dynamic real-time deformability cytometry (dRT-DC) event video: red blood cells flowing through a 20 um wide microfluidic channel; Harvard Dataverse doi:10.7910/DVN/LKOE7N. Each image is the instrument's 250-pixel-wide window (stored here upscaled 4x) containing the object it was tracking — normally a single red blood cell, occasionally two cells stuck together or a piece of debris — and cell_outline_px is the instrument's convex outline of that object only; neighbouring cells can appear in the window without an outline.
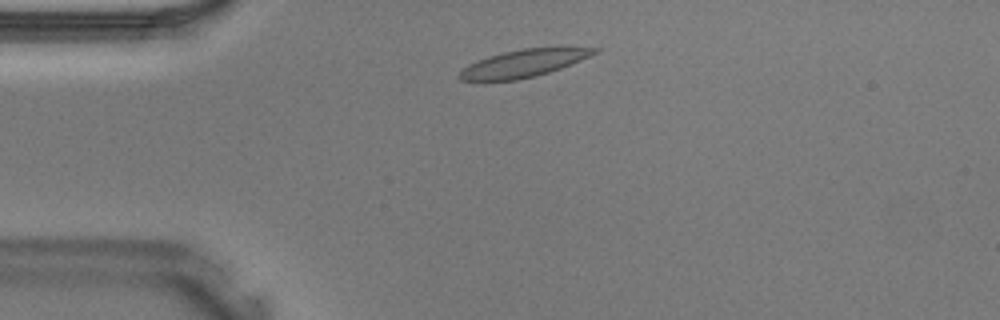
{"species": "Egyptian fruit bat (a non-hibernating species)", "species_latin": "Rousettus aegyptiacus", "temperature_condition": "warm", "stored_images_in_passage": 35, "camera_frame_rate_fps": 3000, "um_per_image_px": 0.085, "animal": {"sex": "male"}, "frame": {"image": 1, "passage_image": 4, "time_ms": 1.0, "image_size_px": [1000, 320], "cell_outline_px": [[600, 48], [596, 52], [580, 60], [560, 68], [536, 76], [516, 80], [484, 84], [460, 80], [456, 76], [468, 64], [488, 56], [504, 52], [524, 48]], "centroid_in_image_um": [44.32, 5.45], "position_along_channel_um": 40.7, "area_um2": 21.79}}
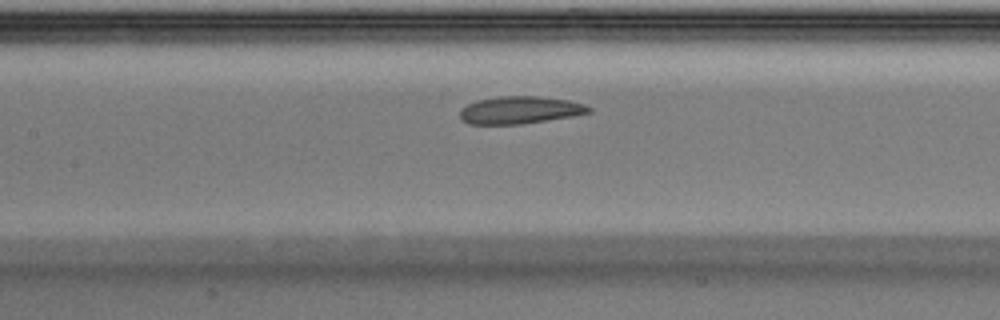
{"frame": {"image": 2, "passage_image": 13, "time_ms": 4.0, "image_size_px": [1000, 320], "cell_outline_px": [[592, 112], [572, 116], [520, 124], [468, 124], [460, 120], [460, 108], [476, 100], [500, 96], [536, 96], [568, 100], [584, 104], [592, 108]], "centroid_in_image_um": [44.16, 9.35], "position_along_channel_um": 163.2, "area_um2": 20.63}}
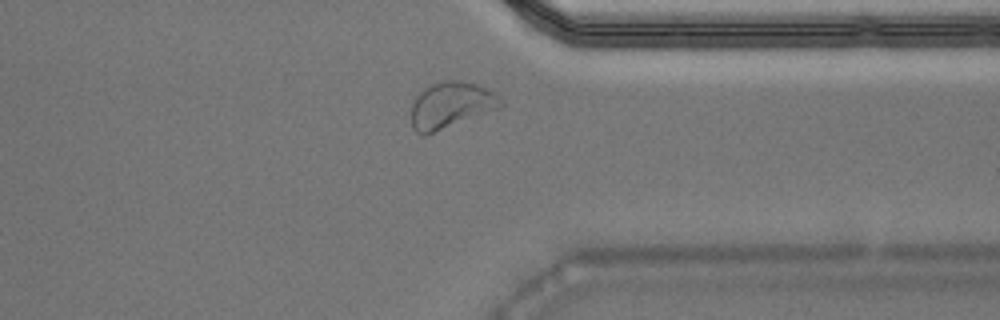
{"frame": {"image": 3, "passage_image": 26, "time_ms": 8.333, "image_size_px": [1000, 320], "cell_outline_px": [[504, 104], [500, 108], [424, 136], [416, 132], [412, 128], [412, 104], [416, 96], [424, 88], [432, 84], [444, 80], [460, 80], [476, 84], [500, 96]], "centroid_in_image_um": [38.32, 8.94], "position_along_channel_um": 373.1, "area_um2": 24.04}}